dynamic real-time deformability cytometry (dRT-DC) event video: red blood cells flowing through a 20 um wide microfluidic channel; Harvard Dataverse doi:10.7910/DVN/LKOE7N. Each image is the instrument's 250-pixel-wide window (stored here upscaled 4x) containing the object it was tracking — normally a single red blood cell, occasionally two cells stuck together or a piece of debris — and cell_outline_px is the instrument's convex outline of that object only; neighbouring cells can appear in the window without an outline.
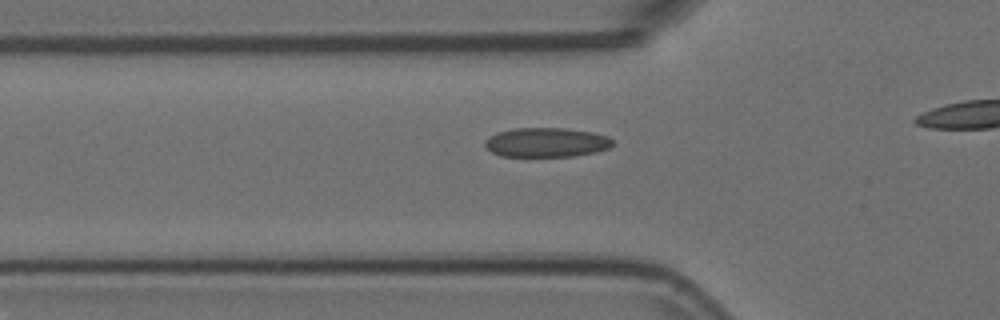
{"species": "Egyptian fruit bat (a non-hibernating species)", "species_latin": "Rousettus aegyptiacus", "temperature_condition": "room temperature", "stored_images_in_passage": 25, "camera_frame_rate_fps": 3000, "um_per_image_px": 0.085, "animal": {"sex": "female"}, "frame": {"image": 1, "passage_image": 13, "time_ms": 4.0, "image_size_px": [1000, 320], "cell_outline_px": [[616, 144], [608, 148], [596, 152], [572, 156], [500, 156], [492, 152], [484, 144], [484, 140], [488, 136], [496, 132], [512, 128], [564, 128], [592, 132], [608, 136]], "centroid_in_image_um": [46.43, 12.09], "position_along_channel_um": 79.4, "area_um2": 22.02}}
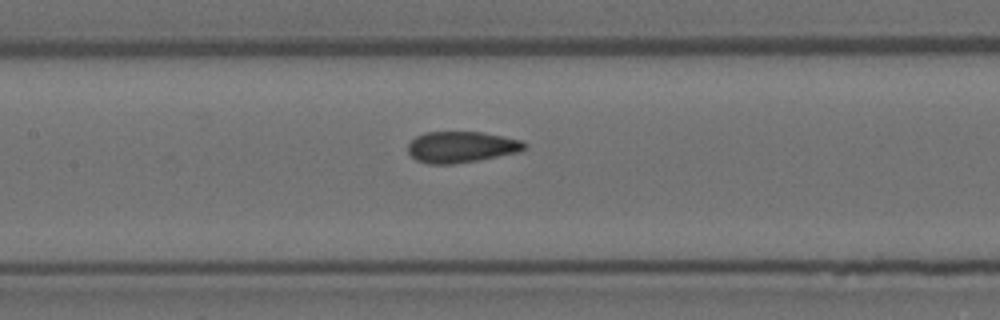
{"frame": {"image": 2, "passage_image": 20, "time_ms": 6.333, "image_size_px": [1000, 320], "cell_outline_px": [[528, 148], [520, 152], [476, 160], [452, 164], [428, 164], [416, 160], [408, 152], [408, 144], [416, 136], [424, 132], [480, 132], [524, 140], [528, 144]], "centroid_in_image_um": [39.24, 12.49], "position_along_channel_um": 168.2, "area_um2": 21.27}}
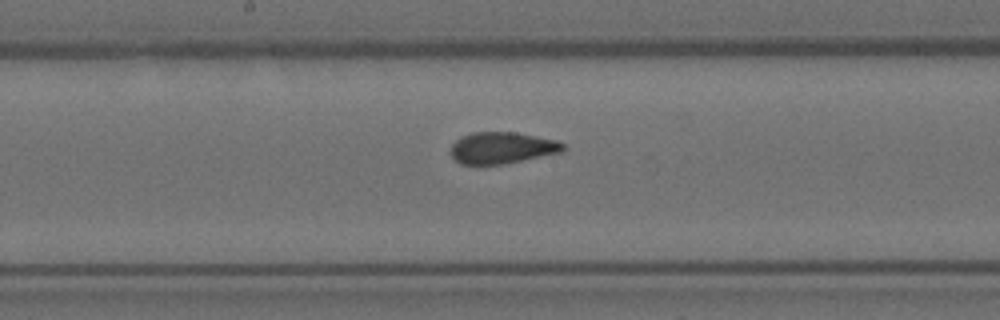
{"frame": {"image": 3, "passage_image": 23, "time_ms": 7.333, "image_size_px": [1000, 320], "cell_outline_px": [[568, 148], [564, 152], [500, 164], [460, 164], [452, 156], [452, 144], [460, 136], [472, 132], [516, 132], [556, 140], [564, 144]], "centroid_in_image_um": [42.7, 12.55], "position_along_channel_um": 205.5, "area_um2": 20.63}}